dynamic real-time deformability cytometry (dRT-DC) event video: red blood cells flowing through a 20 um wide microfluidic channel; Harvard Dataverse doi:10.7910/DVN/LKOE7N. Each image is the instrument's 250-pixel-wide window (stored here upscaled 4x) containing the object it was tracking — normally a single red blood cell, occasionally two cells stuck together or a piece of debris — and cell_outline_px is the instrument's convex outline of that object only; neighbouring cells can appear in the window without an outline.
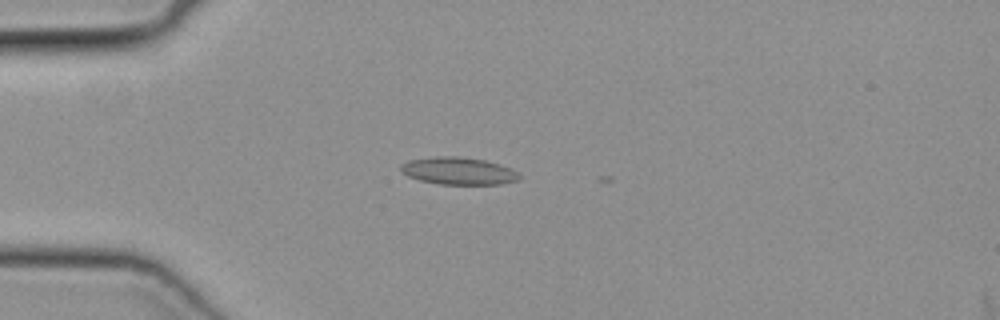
{"species": "common noctule bat (a hibernating species)", "species_latin": "Nyctalus noctula", "temperature_condition": "cold", "stored_images_in_passage": 14, "camera_frame_rate_fps": 3000, "um_per_image_px": 0.085, "animal": {"sex": "female", "body_mass_g": 19.3, "forearm_length_mm": 54.1}, "frame": {"image": 1, "passage_image": 13, "time_ms": 4.0, "image_size_px": [1000, 320], "cell_outline_px": [[520, 176], [516, 180], [500, 184], [440, 184], [420, 180], [408, 176], [400, 172], [400, 164], [408, 160], [436, 156], [456, 156], [484, 160], [500, 164], [512, 168], [520, 172]], "centroid_in_image_um": [38.95, 14.52], "position_along_channel_um": 46.0, "area_um2": 18.96}}